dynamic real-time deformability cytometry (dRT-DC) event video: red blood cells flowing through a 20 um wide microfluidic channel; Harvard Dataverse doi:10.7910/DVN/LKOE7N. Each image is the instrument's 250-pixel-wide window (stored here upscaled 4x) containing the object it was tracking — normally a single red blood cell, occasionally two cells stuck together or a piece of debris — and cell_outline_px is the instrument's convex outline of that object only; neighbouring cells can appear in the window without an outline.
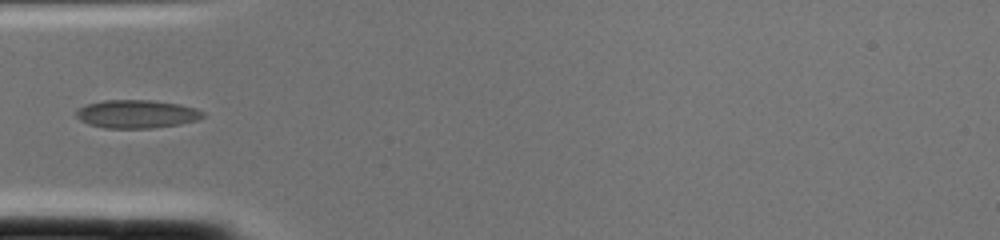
{"species": "common noctule bat (a hibernating species)", "species_latin": "Nyctalus noctula", "temperature_condition": "cold", "stored_images_in_passage": 2, "camera_frame_rate_fps": 3000, "um_per_image_px": 0.085, "animal": {"sex": "female", "body_mass_g": 22.0, "forearm_length_mm": 56.7}, "frame": {"image": 1, "passage_image": 2, "time_ms": 0.333, "image_size_px": [1000, 240], "cell_outline_px": [[204, 116], [196, 120], [180, 124], [152, 128], [104, 128], [88, 124], [80, 120], [76, 116], [76, 112], [84, 104], [104, 100], [152, 100], [180, 104], [196, 108], [204, 112]], "centroid_in_image_um": [11.61, 9.69], "position_along_channel_um": 73.4, "area_um2": 20.92}}